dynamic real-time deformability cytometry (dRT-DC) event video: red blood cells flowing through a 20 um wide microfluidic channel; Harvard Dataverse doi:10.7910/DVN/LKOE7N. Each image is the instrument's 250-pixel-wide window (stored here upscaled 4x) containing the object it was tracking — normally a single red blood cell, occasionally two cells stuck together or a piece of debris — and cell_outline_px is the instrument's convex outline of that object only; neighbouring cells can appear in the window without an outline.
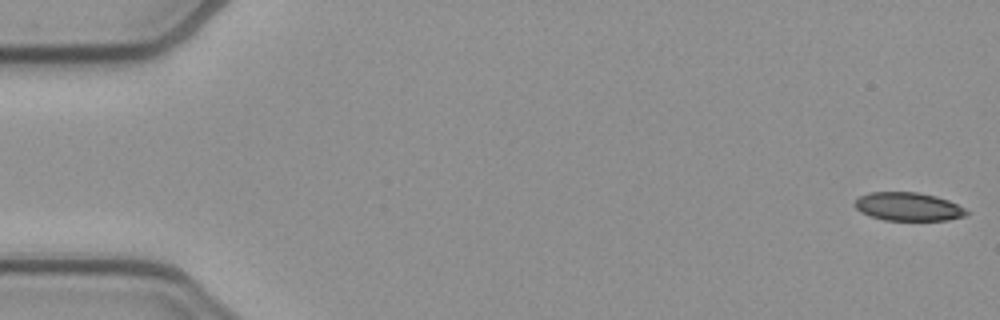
{"species": "common noctule bat (a hibernating species)", "species_latin": "Nyctalus noctula", "temperature_condition": "cold", "stored_images_in_passage": 52, "camera_frame_rate_fps": 3000, "um_per_image_px": 0.085, "animal": {"sex": "female", "body_mass_g": 21.9}, "frame": {"image": 1, "passage_image": 1, "time_ms": 0.0, "image_size_px": [1000, 320], "cell_outline_px": [[968, 212], [964, 216], [948, 220], [884, 220], [860, 212], [852, 204], [860, 196], [868, 192], [916, 192], [936, 196], [948, 200], [964, 208]], "centroid_in_image_um": [77.16, 17.56], "position_along_channel_um": 7.8, "area_um2": 18.38}}
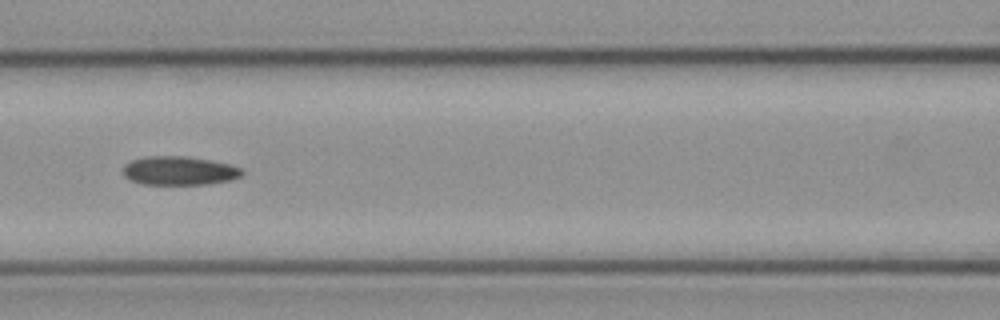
{"frame": {"image": 2, "passage_image": 23, "time_ms": 7.333, "image_size_px": [1000, 320], "cell_outline_px": [[244, 172], [240, 176], [228, 180], [208, 184], [140, 184], [124, 176], [124, 164], [132, 160], [144, 156], [188, 156], [232, 164], [244, 168]], "centroid_in_image_um": [15.26, 14.5], "position_along_channel_um": 151.3, "area_um2": 20.06}}
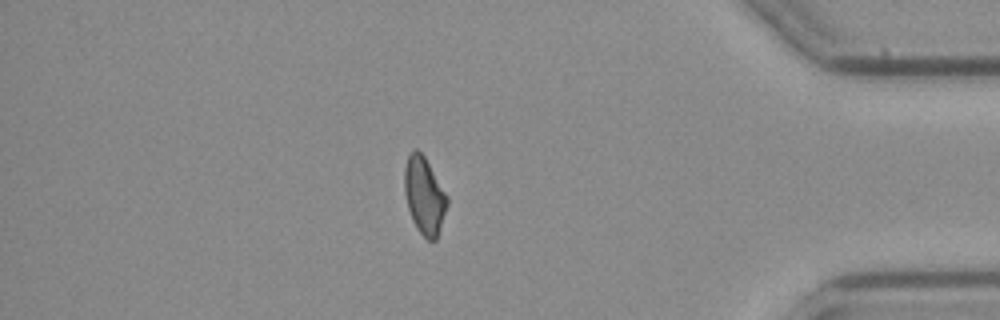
{"frame": {"image": 3, "passage_image": 45, "time_ms": 14.667, "image_size_px": [1000, 320], "cell_outline_px": [[448, 204], [436, 240], [428, 240], [416, 228], [412, 220], [408, 208], [404, 192], [404, 168], [408, 156], [416, 148], [424, 156], [448, 196]], "centroid_in_image_um": [36.06, 16.64], "position_along_channel_um": 399.1, "area_um2": 19.07}, "authors_computed_cell_mechanics": {"area_um2": 19.8832, "velocity_mm_per_s": 3.8946, "shape_relaxation_time_tau1_ms": null, "shape_relaxation_time_tau2_ms": 6.8159, "deformation_change_tau1": null, "deformation_change_tau2": 0.1373}}